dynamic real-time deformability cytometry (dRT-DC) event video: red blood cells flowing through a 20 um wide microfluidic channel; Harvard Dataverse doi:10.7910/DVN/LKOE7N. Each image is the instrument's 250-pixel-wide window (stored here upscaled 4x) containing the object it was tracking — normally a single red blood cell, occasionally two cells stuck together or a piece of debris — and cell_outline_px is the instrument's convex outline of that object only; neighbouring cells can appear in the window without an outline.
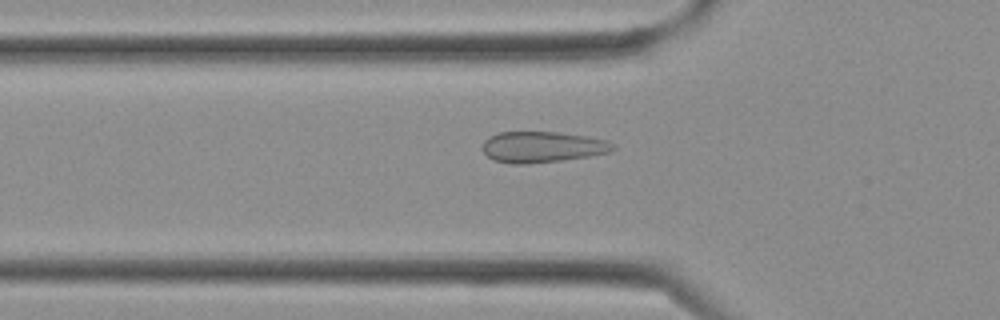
{"species": "Egyptian fruit bat (a non-hibernating species)", "species_latin": "Rousettus aegyptiacus", "temperature_condition": "cold", "stored_images_in_passage": 2, "camera_frame_rate_fps": 3000, "um_per_image_px": 0.085, "frame": {"image": 1, "passage_image": 2, "time_ms": 0.333, "image_size_px": [1000, 320], "cell_outline_px": [[616, 148], [608, 152], [592, 156], [560, 160], [524, 164], [512, 164], [492, 160], [484, 152], [484, 140], [488, 136], [500, 132], [560, 132], [588, 136], [608, 140], [616, 144]], "centroid_in_image_um": [46.14, 12.48], "position_along_channel_um": 79.7, "area_um2": 23.7}}